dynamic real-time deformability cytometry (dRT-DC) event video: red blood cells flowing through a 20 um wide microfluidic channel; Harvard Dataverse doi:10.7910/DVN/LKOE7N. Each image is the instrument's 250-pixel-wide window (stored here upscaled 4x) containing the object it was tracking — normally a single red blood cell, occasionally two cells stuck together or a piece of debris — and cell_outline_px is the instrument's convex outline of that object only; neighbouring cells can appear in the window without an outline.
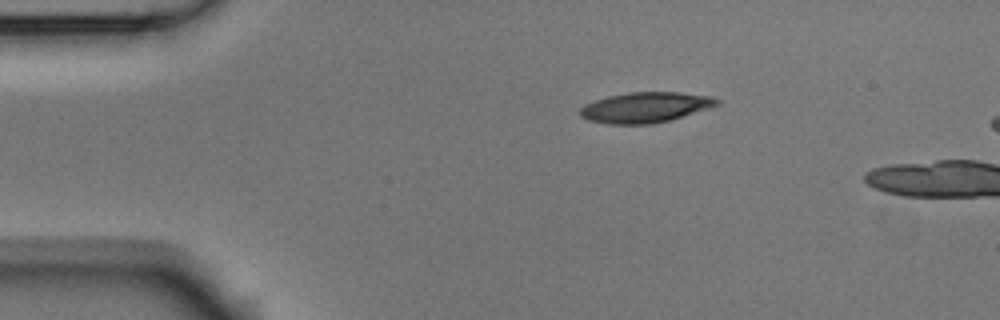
{"species": "Egyptian fruit bat (a non-hibernating species)", "species_latin": "Rousettus aegyptiacus", "temperature_condition": "room temperature", "stored_images_in_passage": 2, "camera_frame_rate_fps": 3000, "um_per_image_px": 0.085, "animal": {"sex": "male"}, "frame": {"image": 1, "passage_image": 2, "time_ms": 0.333, "image_size_px": [1000, 320], "cell_outline_px": [[720, 104], [672, 120], [648, 124], [608, 124], [588, 120], [580, 116], [580, 108], [584, 104], [608, 96], [628, 92], [680, 92], [712, 96], [720, 100]], "centroid_in_image_um": [54.86, 9.12], "position_along_channel_um": 30.1, "area_um2": 24.33}}